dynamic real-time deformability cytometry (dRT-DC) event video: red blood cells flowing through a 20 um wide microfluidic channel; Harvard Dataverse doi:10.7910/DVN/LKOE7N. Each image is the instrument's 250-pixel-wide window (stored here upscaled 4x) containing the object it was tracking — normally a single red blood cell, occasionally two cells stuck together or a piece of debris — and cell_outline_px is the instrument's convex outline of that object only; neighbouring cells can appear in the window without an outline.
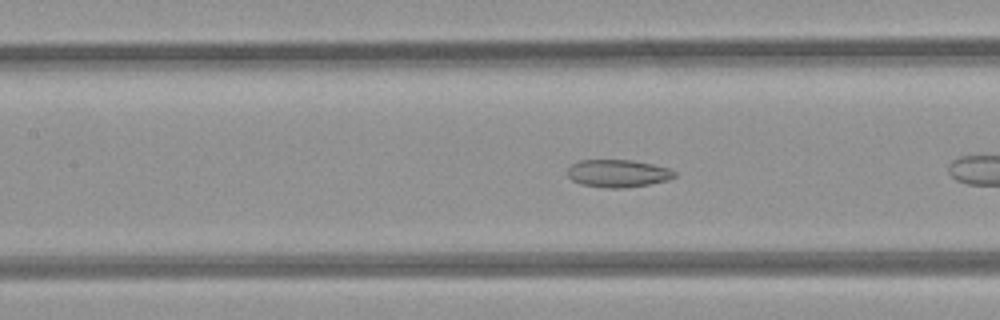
{"species": "common noctule bat (a hibernating species)", "species_latin": "Nyctalus noctula", "temperature_condition": "room temperature", "stored_images_in_passage": 26, "camera_frame_rate_fps": 3000, "um_per_image_px": 0.085, "animal": {"sex": "female", "body_mass_g": 21.9}, "frame": {"image": 1, "passage_image": 8, "time_ms": 2.333, "image_size_px": [1000, 320], "cell_outline_px": [[676, 176], [668, 180], [648, 184], [624, 188], [608, 188], [580, 184], [572, 180], [568, 176], [568, 168], [572, 164], [580, 160], [632, 160], [652, 164], [668, 168], [676, 172]], "centroid_in_image_um": [52.52, 14.74], "position_along_channel_um": 154.9, "area_um2": 17.17}}
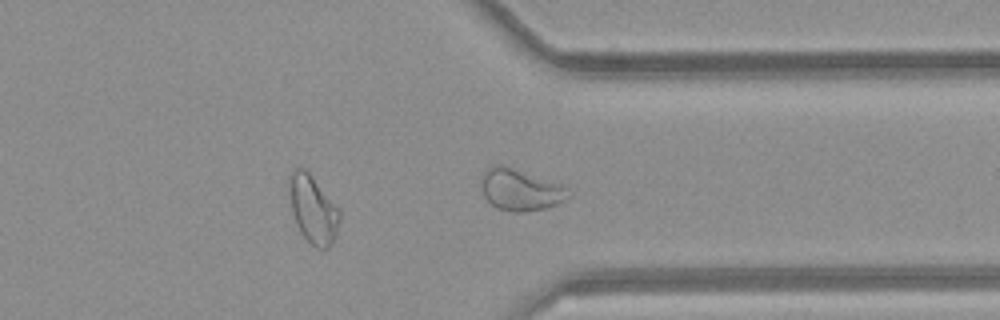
{"frame": {"image": 2, "passage_image": 26, "time_ms": 8.333, "image_size_px": [1000, 320], "cell_outline_px": [[572, 196], [548, 208], [524, 212], [512, 212], [496, 208], [484, 196], [480, 184], [480, 180], [484, 172], [488, 168], [496, 164], [500, 164], [564, 184], [572, 192]], "centroid_in_image_um": [44.27, 16.14], "position_along_channel_um": 367.1, "area_um2": 21.44}, "authors_computed_cell_mechanics": {"area_um2": 17.2244, "velocity_mm_per_s": 4.0896, "shape_relaxation_time_tau1_ms": null, "shape_relaxation_time_tau2_ms": 2.3646, "deformation_change_tau1": null, "deformation_change_tau2": 0.0677}}